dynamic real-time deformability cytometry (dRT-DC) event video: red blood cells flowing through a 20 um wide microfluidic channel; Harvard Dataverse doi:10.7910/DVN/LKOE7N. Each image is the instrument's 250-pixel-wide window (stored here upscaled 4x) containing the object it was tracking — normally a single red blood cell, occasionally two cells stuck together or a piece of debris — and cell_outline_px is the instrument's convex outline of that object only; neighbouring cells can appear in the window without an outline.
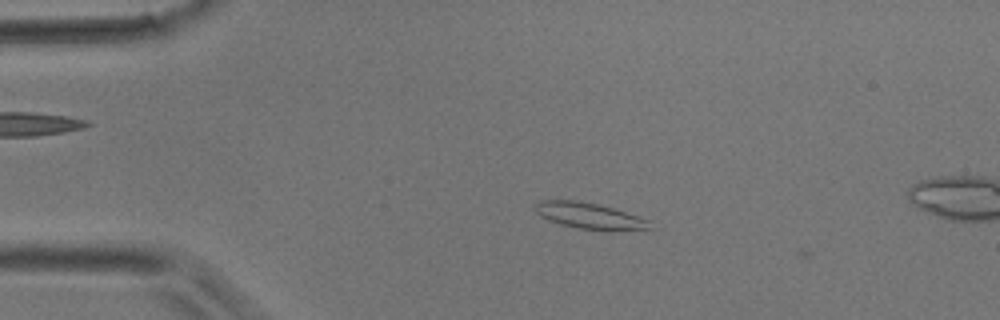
{"species": "common noctule bat (a hibernating species)", "species_latin": "Nyctalus noctula", "temperature_condition": "room temperature", "stored_images_in_passage": 6, "camera_frame_rate_fps": 3000, "um_per_image_px": 0.085, "animal": {"sex": "male", "body_mass_g": 17.9}, "frame": {"image": 1, "passage_image": 5, "time_ms": 1.333, "image_size_px": [1000, 320], "cell_outline_px": [[656, 228], [580, 228], [560, 224], [548, 220], [540, 216], [536, 212], [536, 204], [540, 200], [576, 200], [596, 204], [612, 208], [652, 220]], "centroid_in_image_um": [50.08, 18.3], "position_along_channel_um": 34.9, "area_um2": 16.7}}